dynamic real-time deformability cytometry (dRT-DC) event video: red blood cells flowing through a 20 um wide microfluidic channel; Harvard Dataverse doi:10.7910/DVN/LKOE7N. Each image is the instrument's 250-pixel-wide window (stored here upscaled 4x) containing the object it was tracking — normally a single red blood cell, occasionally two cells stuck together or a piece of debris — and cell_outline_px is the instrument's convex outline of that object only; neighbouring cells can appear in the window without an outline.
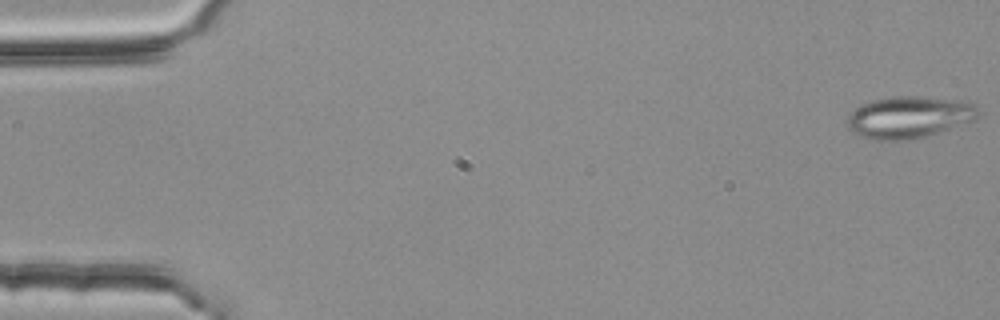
{"species": "common noctule bat (a hibernating species)", "species_latin": "Nyctalus noctula", "temperature_condition": "room temperature", "stored_images_in_passage": 5, "camera_frame_rate_fps": 3000, "um_per_image_px": 0.085, "animal": {"sex": "female", "body_mass_g": 25.1}, "frame": {"image": 1, "passage_image": 1, "time_ms": 0.0, "image_size_px": [1000, 320], "cell_outline_px": [[980, 112], [976, 120], [924, 136], [904, 140], [872, 140], [860, 136], [852, 132], [848, 128], [848, 116], [856, 108], [872, 100], [900, 96], [916, 96], [960, 100], [976, 104]], "centroid_in_image_um": [77.29, 9.96], "position_along_channel_um": 7.7, "area_um2": 31.73}}